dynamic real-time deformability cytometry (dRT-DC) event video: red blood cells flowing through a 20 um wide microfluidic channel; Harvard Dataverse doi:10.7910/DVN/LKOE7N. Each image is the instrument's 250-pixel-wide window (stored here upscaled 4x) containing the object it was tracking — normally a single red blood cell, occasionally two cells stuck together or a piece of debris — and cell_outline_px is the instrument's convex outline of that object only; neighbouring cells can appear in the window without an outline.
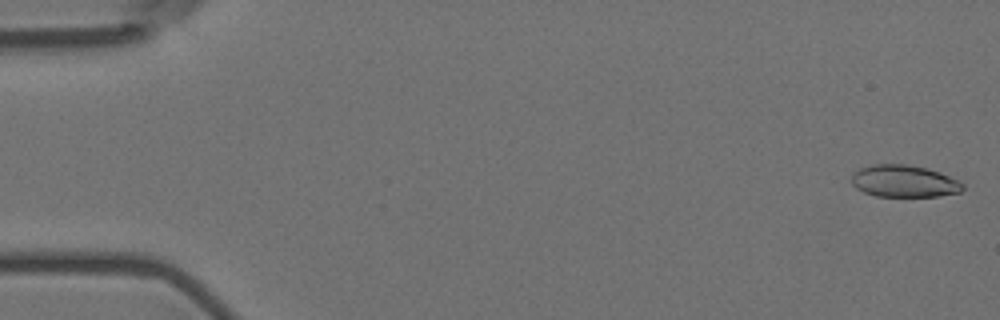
{"species": "Egyptian fruit bat (a non-hibernating species)", "species_latin": "Rousettus aegyptiacus", "temperature_condition": "room temperature", "stored_images_in_passage": 25, "camera_frame_rate_fps": 3000, "um_per_image_px": 0.085, "animal": {"sex": "female"}, "frame": {"image": 1, "passage_image": 1, "time_ms": 0.0, "image_size_px": [1000, 320], "cell_outline_px": [[964, 188], [960, 192], [936, 196], [876, 196], [864, 192], [856, 188], [852, 184], [852, 172], [860, 168], [872, 164], [908, 164], [940, 172], [960, 180], [964, 184]], "centroid_in_image_um": [76.85, 15.39], "position_along_channel_um": 8.2, "area_um2": 20.87}}
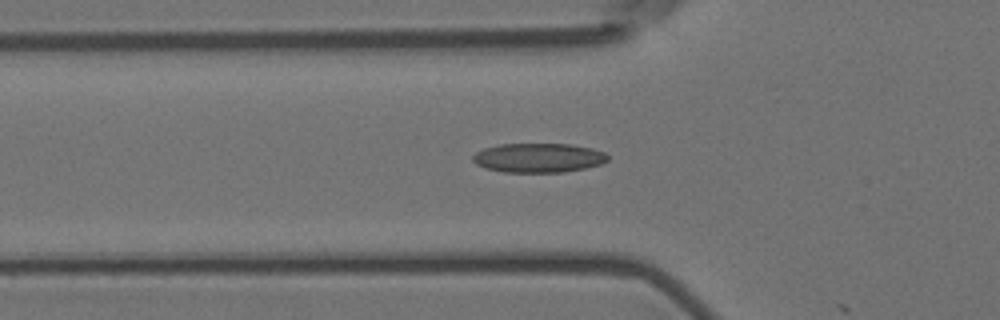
{"frame": {"image": 2, "passage_image": 19, "time_ms": 6.0, "image_size_px": [1000, 320], "cell_outline_px": [[608, 160], [600, 164], [584, 168], [564, 172], [504, 172], [484, 168], [476, 164], [472, 160], [472, 156], [476, 152], [484, 148], [500, 144], [572, 144], [592, 148], [604, 152], [608, 156]], "centroid_in_image_um": [45.75, 13.41], "position_along_channel_um": 80.1, "area_um2": 23.06}}
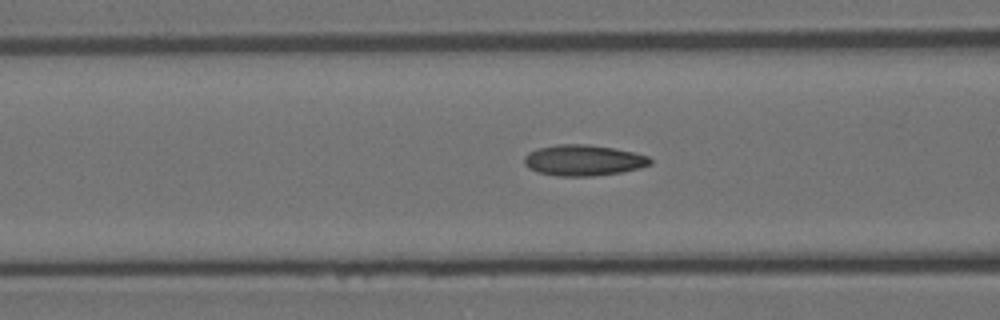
{"frame": {"image": 3, "passage_image": 22, "time_ms": 7.0, "image_size_px": [1000, 320], "cell_outline_px": [[652, 164], [640, 168], [620, 172], [592, 176], [556, 176], [536, 172], [528, 168], [524, 164], [524, 156], [528, 152], [536, 148], [556, 144], [588, 144], [636, 152], [648, 156], [652, 160]], "centroid_in_image_um": [49.56, 13.62], "position_along_channel_um": 117.0, "area_um2": 22.95}}